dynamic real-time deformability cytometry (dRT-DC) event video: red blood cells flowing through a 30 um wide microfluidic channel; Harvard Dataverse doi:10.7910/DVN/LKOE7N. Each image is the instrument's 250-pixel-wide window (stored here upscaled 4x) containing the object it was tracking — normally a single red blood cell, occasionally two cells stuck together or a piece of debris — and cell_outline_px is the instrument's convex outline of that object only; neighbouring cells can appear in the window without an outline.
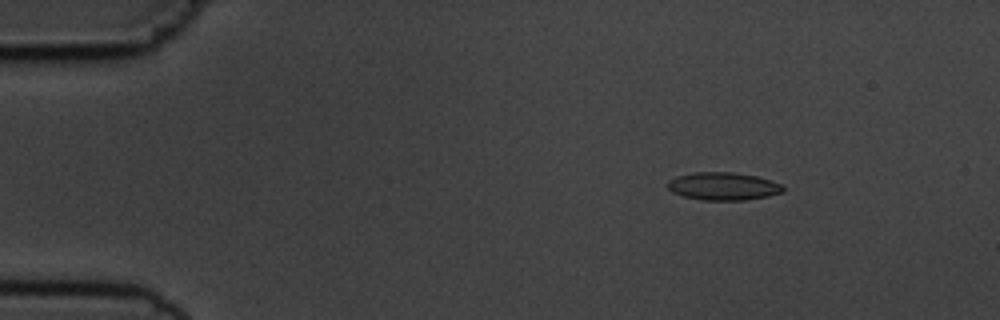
{"species": "common noctule bat (a hibernating species)", "species_latin": "Nyctalus noctula", "temperature_condition": "cold", "stored_images_in_passage": 5, "camera_frame_rate_fps": 3000, "um_per_image_px": 0.085, "animal": {"sex": "male", "body_mass_g": 19.5, "forearm_length_mm": 54.6}, "frame": {"image": 1, "passage_image": 3, "time_ms": 2.0, "image_size_px": [1000, 320], "cell_outline_px": [[784, 192], [768, 196], [744, 200], [704, 200], [684, 196], [672, 192], [668, 188], [668, 180], [676, 176], [696, 172], [732, 172], [756, 176], [784, 184]], "centroid_in_image_um": [61.5, 15.83], "position_along_channel_um": 23.5, "area_um2": 18.73}}